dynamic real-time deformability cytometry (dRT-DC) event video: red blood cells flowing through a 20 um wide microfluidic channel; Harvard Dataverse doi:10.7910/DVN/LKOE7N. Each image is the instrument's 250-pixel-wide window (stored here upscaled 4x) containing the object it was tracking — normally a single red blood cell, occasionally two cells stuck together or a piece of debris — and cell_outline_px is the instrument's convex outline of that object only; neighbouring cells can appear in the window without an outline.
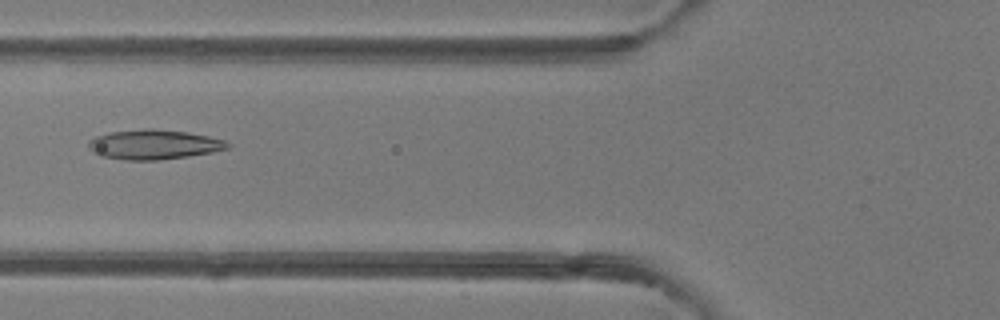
{"species": "common noctule bat (a hibernating species)", "species_latin": "Nyctalus noctula", "temperature_condition": "room temperature", "stored_images_in_passage": 4, "camera_frame_rate_fps": 3000, "um_per_image_px": 0.085, "animal": {"sex": "female"}, "frame": {"image": 1, "passage_image": 3, "time_ms": 2.333, "image_size_px": [1000, 320], "cell_outline_px": [[232, 144], [228, 148], [212, 152], [188, 156], [156, 160], [124, 160], [100, 156], [92, 152], [88, 148], [88, 140], [96, 136], [112, 132], [144, 128], [152, 128], [188, 132], [208, 136], [224, 140]], "centroid_in_image_um": [13.05, 12.28], "position_along_channel_um": 112.7, "area_um2": 24.16}}
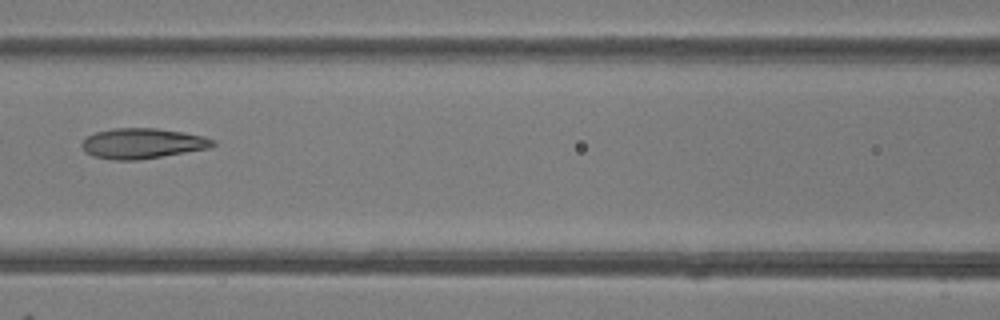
{"frame": {"image": 2, "passage_image": 4, "time_ms": 3.333, "image_size_px": [1000, 320], "cell_outline_px": [[216, 144], [208, 148], [136, 160], [112, 160], [92, 156], [84, 152], [80, 144], [88, 136], [96, 132], [112, 128], [156, 128], [184, 132], [204, 136], [216, 140]], "centroid_in_image_um": [12.08, 12.18], "position_along_channel_um": 154.5, "area_um2": 23.12}}